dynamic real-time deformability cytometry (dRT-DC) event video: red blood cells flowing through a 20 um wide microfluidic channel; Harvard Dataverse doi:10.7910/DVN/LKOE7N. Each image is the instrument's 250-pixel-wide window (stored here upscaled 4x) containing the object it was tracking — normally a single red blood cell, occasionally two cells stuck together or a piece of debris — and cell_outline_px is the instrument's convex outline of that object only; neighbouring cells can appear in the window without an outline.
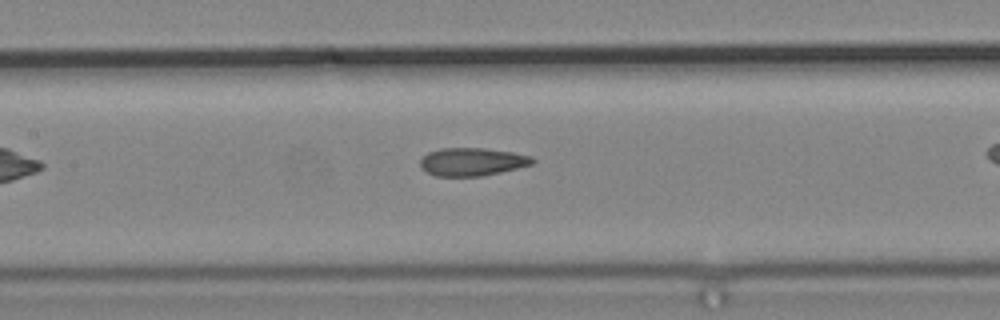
{"species": "common noctule bat (a hibernating species)", "species_latin": "Nyctalus noctula", "temperature_condition": "cold", "stored_images_in_passage": 33, "camera_frame_rate_fps": 3000, "um_per_image_px": 0.085, "animal": {"sex": "male", "body_mass_g": 19.2, "forearm_length_mm": 51.8}, "frame": {"image": 1, "passage_image": 15, "time_ms": 4.667, "image_size_px": [1000, 320], "cell_outline_px": [[536, 160], [532, 164], [500, 172], [480, 176], [436, 176], [420, 168], [420, 160], [428, 152], [440, 148], [484, 148], [512, 152], [532, 156]], "centroid_in_image_um": [40.12, 13.74], "position_along_channel_um": 167.3, "area_um2": 18.26}}
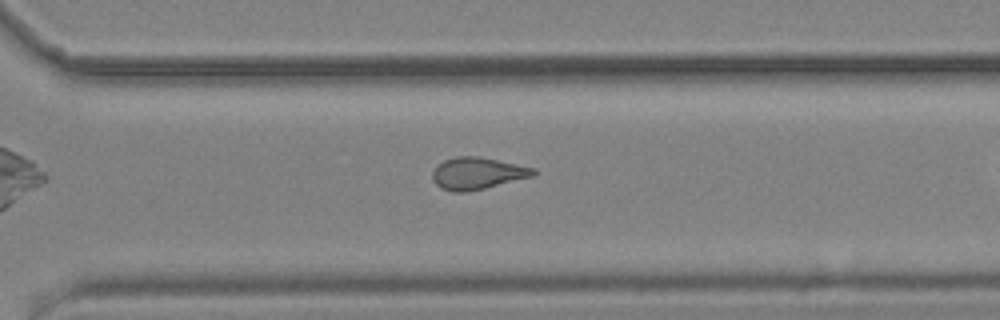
{"frame": {"image": 2, "passage_image": 28, "time_ms": 9.0, "image_size_px": [1000, 320], "cell_outline_px": [[536, 172], [532, 176], [484, 188], [464, 192], [452, 192], [440, 188], [432, 180], [432, 172], [436, 164], [444, 160], [456, 156], [480, 156], [536, 168]], "centroid_in_image_um": [40.52, 14.72], "position_along_channel_um": 330.1, "area_um2": 18.84}}